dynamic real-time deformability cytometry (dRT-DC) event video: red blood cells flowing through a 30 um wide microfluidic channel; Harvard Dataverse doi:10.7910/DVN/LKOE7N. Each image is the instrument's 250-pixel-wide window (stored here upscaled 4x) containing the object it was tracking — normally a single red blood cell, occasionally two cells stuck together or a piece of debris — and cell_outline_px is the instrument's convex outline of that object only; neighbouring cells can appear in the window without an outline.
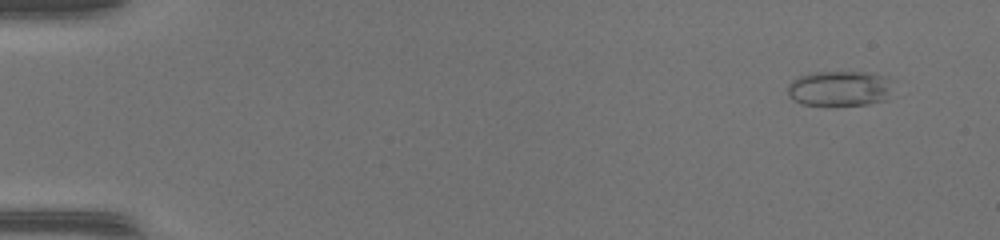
{"species": "common noctule bat (a hibernating species)", "species_latin": "Nyctalus noctula", "temperature_condition": "warm", "stored_images_in_passage": 51, "camera_frame_rate_fps": 3000, "um_per_image_px": 0.085, "animal": {"sex": "female", "body_mass_g": 17.0, "forearm_length_mm": 48.0}, "frame": {"image": 1, "passage_image": 4, "time_ms": 1.0, "image_size_px": [1000, 240], "cell_outline_px": [[888, 100], [868, 104], [804, 104], [788, 96], [788, 84], [792, 80], [800, 76], [812, 72], [868, 72], [888, 76]], "centroid_in_image_um": [71.35, 7.5], "position_along_channel_um": 13.6, "area_um2": 21.27}}
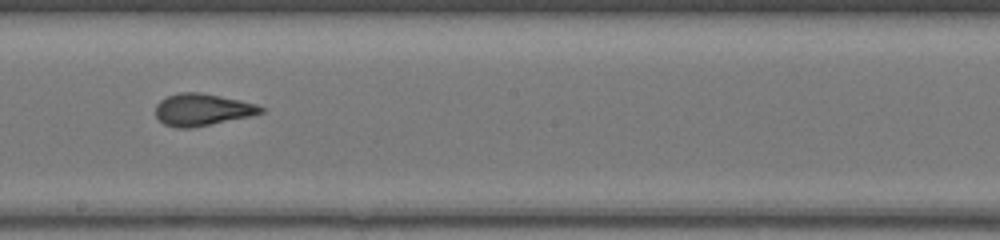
{"frame": {"image": 2, "passage_image": 30, "time_ms": 9.667, "image_size_px": [1000, 240], "cell_outline_px": [[264, 112], [252, 116], [188, 128], [176, 128], [164, 124], [156, 116], [156, 104], [160, 100], [168, 96], [180, 92], [200, 92], [240, 100], [256, 104], [264, 108]], "centroid_in_image_um": [17.19, 9.32], "position_along_channel_um": 231.0, "area_um2": 19.54}}
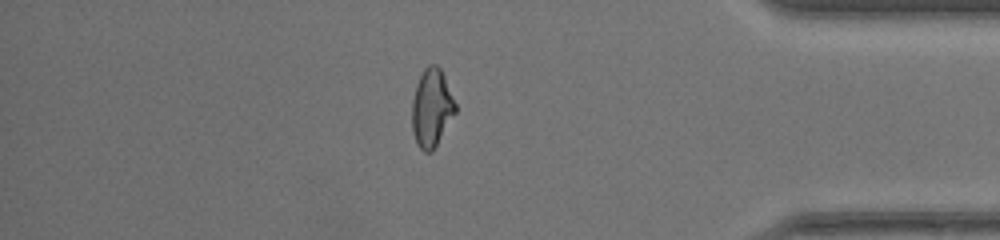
{"frame": {"image": 3, "passage_image": 44, "time_ms": 14.333, "image_size_px": [1000, 240], "cell_outline_px": [[456, 112], [432, 152], [424, 152], [416, 144], [412, 132], [412, 100], [416, 84], [424, 68], [428, 64], [436, 64], [440, 68], [444, 76], [456, 104]], "centroid_in_image_um": [36.67, 9.18], "position_along_channel_um": 398.5, "area_um2": 19.77}, "authors_computed_cell_mechanics": {"area_um2": 20.1722, "velocity_mm_per_s": 4.1968, "shape_relaxation_time_tau1_ms": null, "shape_relaxation_time_tau2_ms": 0.6967, "deformation_change_tau1": null, "deformation_change_tau2": 0.0567}}